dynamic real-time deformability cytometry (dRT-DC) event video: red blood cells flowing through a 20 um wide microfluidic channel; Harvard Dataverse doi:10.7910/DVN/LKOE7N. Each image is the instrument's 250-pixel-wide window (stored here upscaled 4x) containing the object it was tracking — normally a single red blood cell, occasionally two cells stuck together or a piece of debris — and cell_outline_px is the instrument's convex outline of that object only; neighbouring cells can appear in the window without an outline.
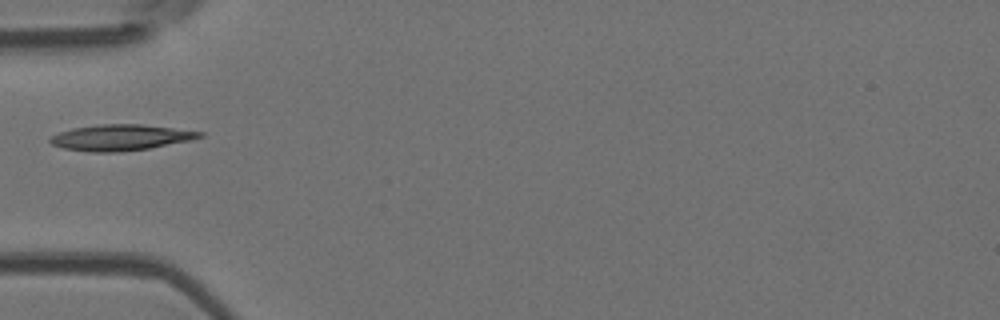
{"species": "Egyptian fruit bat (a non-hibernating species)", "species_latin": "Rousettus aegyptiacus", "temperature_condition": "room temperature", "stored_images_in_passage": 1, "camera_frame_rate_fps": 3000, "um_per_image_px": 0.085, "animal": {"sex": "female"}, "frame": {"image": 1, "passage_image": 1, "time_ms": 0.0, "image_size_px": [1000, 320], "cell_outline_px": [[204, 136], [192, 140], [148, 148], [116, 152], [92, 152], [64, 148], [52, 144], [48, 140], [52, 136], [60, 132], [72, 128], [100, 124], [140, 124], [204, 132]], "centroid_in_image_um": [10.26, 11.68], "position_along_channel_um": 74.7, "area_um2": 22.37}}